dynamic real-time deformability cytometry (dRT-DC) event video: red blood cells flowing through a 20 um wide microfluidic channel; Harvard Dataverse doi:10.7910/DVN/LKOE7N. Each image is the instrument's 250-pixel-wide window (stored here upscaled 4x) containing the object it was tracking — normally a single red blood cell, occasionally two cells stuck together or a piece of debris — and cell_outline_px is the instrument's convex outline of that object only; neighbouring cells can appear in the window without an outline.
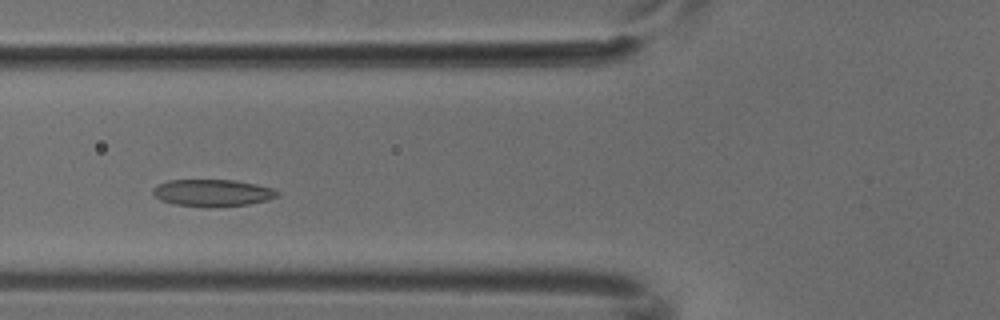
{"species": "common noctule bat (a hibernating species)", "species_latin": "Nyctalus noctula", "temperature_condition": "cold", "stored_images_in_passage": 4, "camera_frame_rate_fps": 3000, "um_per_image_px": 0.085, "animal": {"sex": "male", "body_mass_g": 18.8}, "frame": {"image": 1, "passage_image": 3, "time_ms": 0.667, "image_size_px": [1000, 320], "cell_outline_px": [[280, 192], [276, 196], [268, 200], [248, 204], [212, 208], [204, 208], [176, 204], [160, 200], [152, 196], [152, 188], [156, 184], [168, 180], [236, 180], [256, 184], [272, 188]], "centroid_in_image_um": [18.01, 16.4], "position_along_channel_um": 107.8, "area_um2": 19.94}}
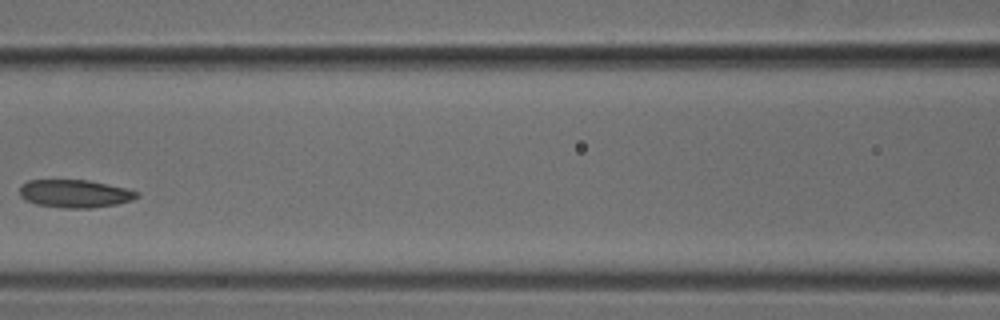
{"frame": {"image": 2, "passage_image": 4, "time_ms": 1.0, "image_size_px": [1000, 320], "cell_outline_px": [[140, 196], [132, 200], [116, 204], [92, 208], [64, 208], [36, 204], [20, 196], [20, 188], [28, 180], [88, 180], [128, 188], [140, 192]], "centroid_in_image_um": [6.43, 16.46], "position_along_channel_um": 160.2, "area_um2": 19.07}}